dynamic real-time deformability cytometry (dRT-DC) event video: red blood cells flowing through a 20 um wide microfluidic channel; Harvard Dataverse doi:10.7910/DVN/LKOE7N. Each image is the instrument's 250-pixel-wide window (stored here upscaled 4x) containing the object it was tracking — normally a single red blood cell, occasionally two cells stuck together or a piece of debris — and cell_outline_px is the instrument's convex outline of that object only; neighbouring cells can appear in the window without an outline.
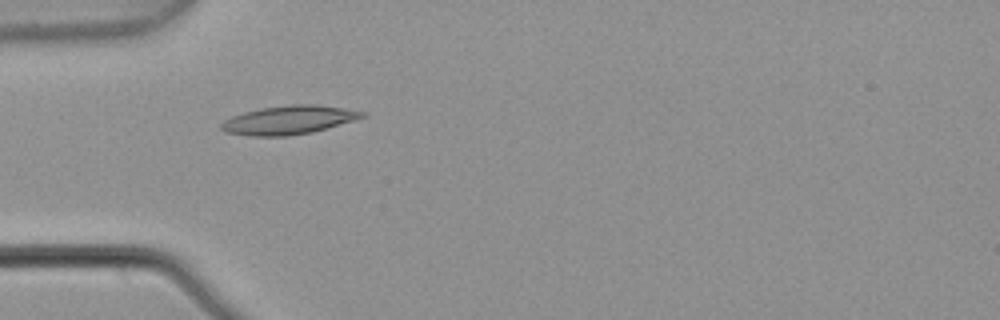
{"species": "common noctule bat (a hibernating species)", "species_latin": "Nyctalus noctula", "temperature_condition": "warm", "stored_images_in_passage": 6, "camera_frame_rate_fps": 3000, "um_per_image_px": 0.085, "animal": {"sex": "male", "body_mass_g": 21.5, "forearm_length_mm": 52.0}, "frame": {"image": 1, "passage_image": 5, "time_ms": 1.333, "image_size_px": [1000, 320], "cell_outline_px": [[368, 116], [328, 128], [312, 132], [288, 136], [252, 136], [228, 132], [220, 128], [220, 124], [224, 120], [232, 116], [244, 112], [260, 108], [292, 104], [316, 104], [368, 112]], "centroid_in_image_um": [24.59, 10.19], "position_along_channel_um": 60.4, "area_um2": 23.58}}
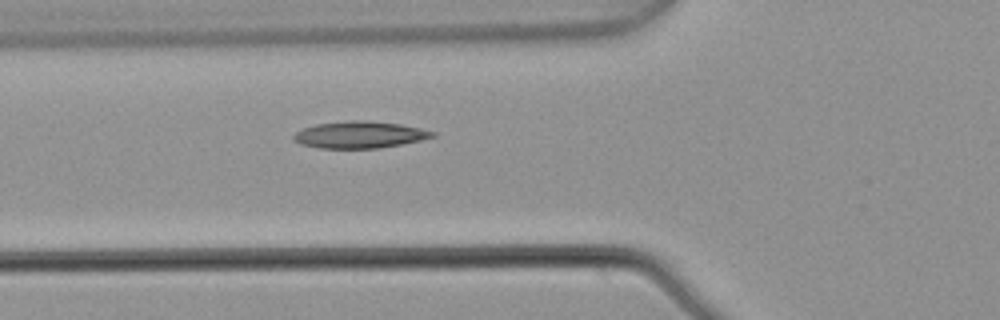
{"frame": {"image": 2, "passage_image": 6, "time_ms": 1.667, "image_size_px": [1000, 320], "cell_outline_px": [[436, 136], [420, 140], [380, 148], [320, 148], [300, 144], [292, 140], [292, 136], [296, 132], [304, 128], [316, 124], [352, 120], [368, 120], [400, 124], [420, 128], [436, 132]], "centroid_in_image_um": [30.56, 11.45], "position_along_channel_um": 95.2, "area_um2": 21.68}}